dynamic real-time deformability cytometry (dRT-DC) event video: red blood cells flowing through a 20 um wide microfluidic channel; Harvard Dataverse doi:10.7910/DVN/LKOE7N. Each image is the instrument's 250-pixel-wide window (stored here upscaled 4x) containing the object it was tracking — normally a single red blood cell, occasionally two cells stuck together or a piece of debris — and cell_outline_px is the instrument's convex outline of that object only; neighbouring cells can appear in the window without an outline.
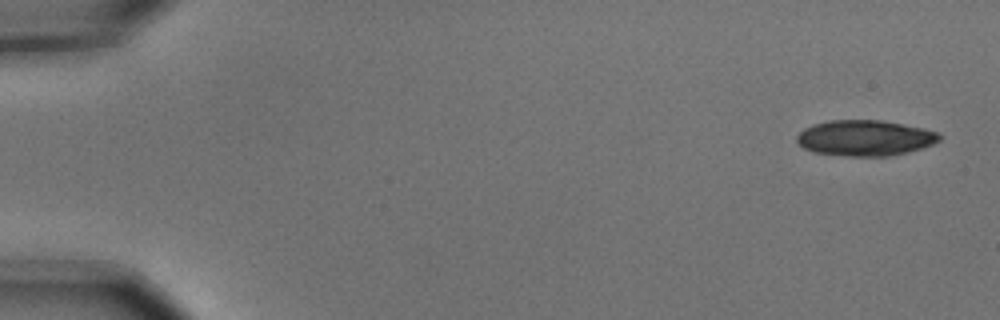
{"species": "common noctule bat (a hibernating species)", "species_latin": "Nyctalus noctula", "temperature_condition": "cold", "stored_images_in_passage": 8, "segment_of_instrument_passage": [1, 2], "camera_frame_rate_fps": 3000, "um_per_image_px": 0.085, "animal": {"sex": "male", "body_mass_g": 15.6}, "frame": {"image": 1, "passage_image": 1, "time_ms": 0.0, "image_size_px": [1000, 320], "cell_outline_px": [[944, 136], [940, 140], [932, 144], [908, 152], [888, 156], [848, 156], [812, 152], [804, 148], [796, 140], [796, 136], [804, 128], [812, 124], [828, 120], [880, 120], [904, 124], [936, 132]], "centroid_in_image_um": [73.5, 11.72], "position_along_channel_um": 11.5, "area_um2": 29.65}}
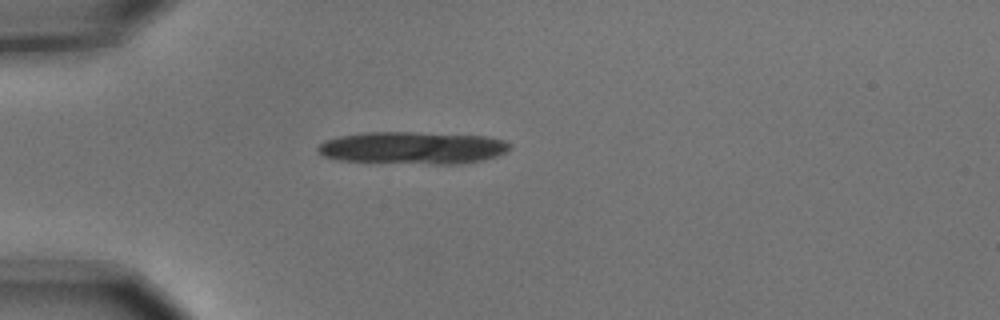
{"frame": {"image": 2, "passage_image": 4, "time_ms": 1.0, "image_size_px": [1000, 320], "cell_outline_px": [[512, 148], [508, 152], [496, 156], [480, 160], [460, 164], [432, 164], [336, 160], [324, 156], [316, 152], [316, 148], [324, 140], [340, 136], [364, 132], [416, 132], [484, 136], [504, 140], [512, 144]], "centroid_in_image_um": [35.08, 12.56], "position_along_channel_um": 49.9, "area_um2": 36.41}}